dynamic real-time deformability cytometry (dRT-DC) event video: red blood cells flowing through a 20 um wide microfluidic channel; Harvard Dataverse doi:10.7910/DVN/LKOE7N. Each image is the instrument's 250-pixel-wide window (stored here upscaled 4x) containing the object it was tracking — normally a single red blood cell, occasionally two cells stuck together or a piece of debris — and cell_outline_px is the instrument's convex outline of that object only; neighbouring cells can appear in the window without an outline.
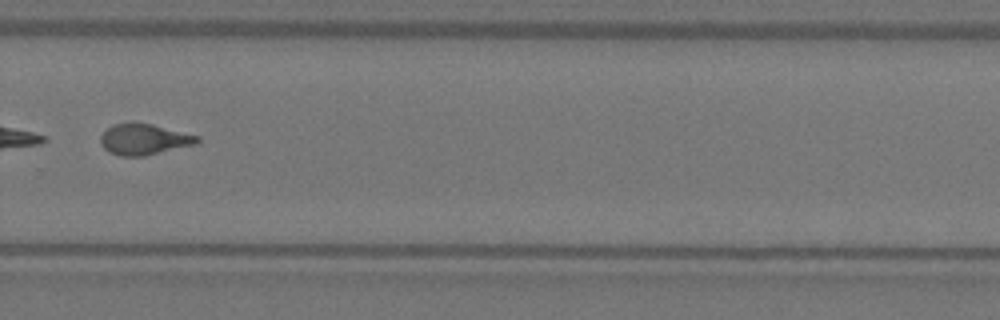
{"species": "Egyptian fruit bat (a non-hibernating species)", "species_latin": "Rousettus aegyptiacus", "temperature_condition": "warm", "stored_images_in_passage": 50, "camera_frame_rate_fps": 3000, "um_per_image_px": 0.085, "animal": {"sex": "female"}, "frame": {"image": 1, "passage_image": 36, "time_ms": 11.667, "image_size_px": [1000, 320], "cell_outline_px": [[200, 140], [196, 144], [144, 156], [120, 156], [108, 152], [100, 144], [100, 136], [112, 124], [132, 120], [152, 124], [200, 136]], "centroid_in_image_um": [12.21, 11.82], "position_along_channel_um": 317.6, "area_um2": 17.8}}